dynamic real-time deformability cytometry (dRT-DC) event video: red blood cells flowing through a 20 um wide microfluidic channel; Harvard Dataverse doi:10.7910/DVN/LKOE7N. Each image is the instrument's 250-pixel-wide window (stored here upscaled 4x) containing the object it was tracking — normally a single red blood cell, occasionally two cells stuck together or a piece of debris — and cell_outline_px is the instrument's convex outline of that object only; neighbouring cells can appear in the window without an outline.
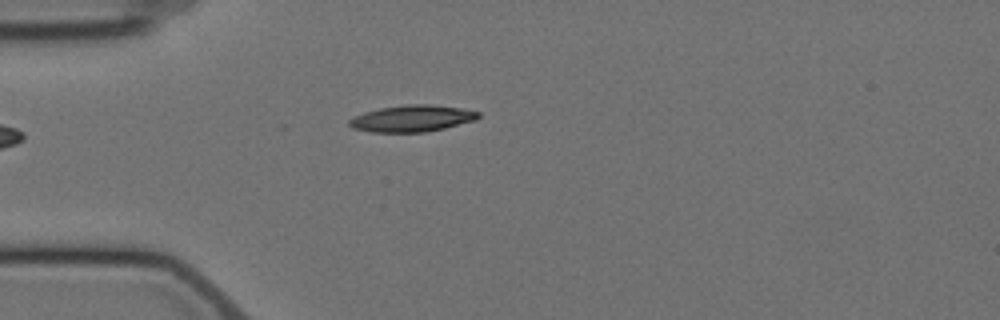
{"species": "Egyptian fruit bat (a non-hibernating species)", "species_latin": "Rousettus aegyptiacus", "temperature_condition": "cold", "stored_images_in_passage": 2, "camera_frame_rate_fps": 3000, "um_per_image_px": 0.085, "animal": {"sex": "female"}, "frame": {"image": 1, "passage_image": 2, "time_ms": 1.333, "image_size_px": [1000, 320], "cell_outline_px": [[480, 116], [476, 120], [444, 128], [424, 132], [372, 132], [352, 128], [348, 124], [348, 120], [364, 112], [380, 108], [408, 104], [428, 104], [460, 108], [480, 112]], "centroid_in_image_um": [35.02, 10.07], "position_along_channel_um": 50.0, "area_um2": 19.88}}